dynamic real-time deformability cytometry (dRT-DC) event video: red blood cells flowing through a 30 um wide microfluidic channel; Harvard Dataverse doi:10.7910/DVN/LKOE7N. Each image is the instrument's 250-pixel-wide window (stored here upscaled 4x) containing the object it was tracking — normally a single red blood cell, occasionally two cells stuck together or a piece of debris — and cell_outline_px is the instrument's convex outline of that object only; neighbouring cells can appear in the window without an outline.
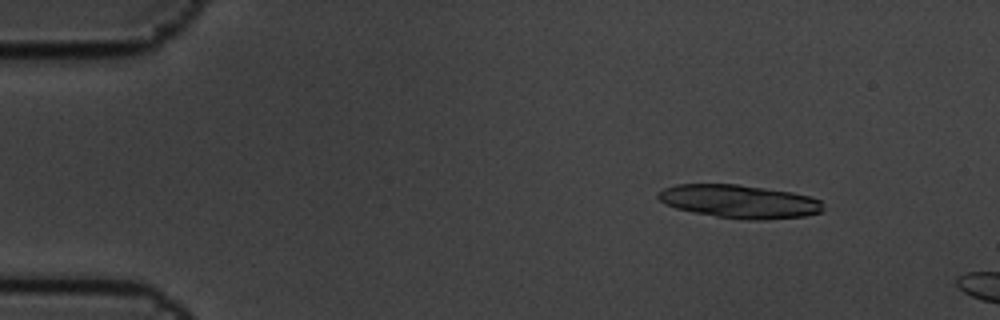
{"species": "common noctule bat (a hibernating species)", "species_latin": "Nyctalus noctula", "temperature_condition": "cold", "stored_images_in_passage": 4, "camera_frame_rate_fps": 3000, "um_per_image_px": 0.085, "animal": {"sex": "male", "body_mass_g": 19.5, "forearm_length_mm": 54.6}, "frame": {"image": 1, "passage_image": 2, "time_ms": 0.333, "image_size_px": [1000, 320], "cell_outline_px": [[824, 208], [820, 212], [804, 216], [768, 220], [748, 220], [716, 216], [692, 212], [676, 208], [660, 200], [656, 196], [656, 192], [664, 188], [676, 184], [736, 184], [792, 192], [808, 196], [820, 200]], "centroid_in_image_um": [62.83, 17.12], "position_along_channel_um": 22.2, "area_um2": 31.96}}